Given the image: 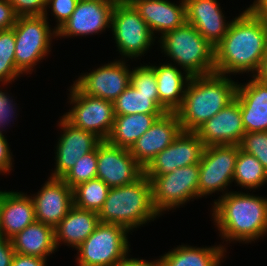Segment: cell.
I'll list each match as a JSON object with an SVG mask.
<instances>
[{"mask_svg": "<svg viewBox=\"0 0 267 266\" xmlns=\"http://www.w3.org/2000/svg\"><path fill=\"white\" fill-rule=\"evenodd\" d=\"M255 77L259 80L265 81L267 83V48L263 55L261 66L258 72L255 74Z\"/></svg>", "mask_w": 267, "mask_h": 266, "instance_id": "bcb514c9", "label": "cell"}, {"mask_svg": "<svg viewBox=\"0 0 267 266\" xmlns=\"http://www.w3.org/2000/svg\"><path fill=\"white\" fill-rule=\"evenodd\" d=\"M185 4L186 22L216 47L223 40L231 23V20H226L218 0H185Z\"/></svg>", "mask_w": 267, "mask_h": 266, "instance_id": "d6986e66", "label": "cell"}, {"mask_svg": "<svg viewBox=\"0 0 267 266\" xmlns=\"http://www.w3.org/2000/svg\"><path fill=\"white\" fill-rule=\"evenodd\" d=\"M16 15L42 16L46 11L47 0H9Z\"/></svg>", "mask_w": 267, "mask_h": 266, "instance_id": "74e56055", "label": "cell"}, {"mask_svg": "<svg viewBox=\"0 0 267 266\" xmlns=\"http://www.w3.org/2000/svg\"><path fill=\"white\" fill-rule=\"evenodd\" d=\"M129 230L119 224L100 222L75 250L78 266H115L131 249Z\"/></svg>", "mask_w": 267, "mask_h": 266, "instance_id": "ba28073f", "label": "cell"}, {"mask_svg": "<svg viewBox=\"0 0 267 266\" xmlns=\"http://www.w3.org/2000/svg\"><path fill=\"white\" fill-rule=\"evenodd\" d=\"M176 139L163 151L159 152L144 169L145 176H161L177 168Z\"/></svg>", "mask_w": 267, "mask_h": 266, "instance_id": "836d02e7", "label": "cell"}, {"mask_svg": "<svg viewBox=\"0 0 267 266\" xmlns=\"http://www.w3.org/2000/svg\"><path fill=\"white\" fill-rule=\"evenodd\" d=\"M98 216L100 222L119 224L130 232L159 218L152 203L150 180L143 175L132 184L110 188Z\"/></svg>", "mask_w": 267, "mask_h": 266, "instance_id": "277c9868", "label": "cell"}, {"mask_svg": "<svg viewBox=\"0 0 267 266\" xmlns=\"http://www.w3.org/2000/svg\"><path fill=\"white\" fill-rule=\"evenodd\" d=\"M118 0H79L71 17L57 30V37L101 34L111 28V16Z\"/></svg>", "mask_w": 267, "mask_h": 266, "instance_id": "5bb4252c", "label": "cell"}, {"mask_svg": "<svg viewBox=\"0 0 267 266\" xmlns=\"http://www.w3.org/2000/svg\"><path fill=\"white\" fill-rule=\"evenodd\" d=\"M126 60L115 61L99 66L89 73L80 75L73 83L83 94L114 102L130 85L131 68Z\"/></svg>", "mask_w": 267, "mask_h": 266, "instance_id": "4fadbf2b", "label": "cell"}, {"mask_svg": "<svg viewBox=\"0 0 267 266\" xmlns=\"http://www.w3.org/2000/svg\"><path fill=\"white\" fill-rule=\"evenodd\" d=\"M17 17L9 0H0V30L12 28Z\"/></svg>", "mask_w": 267, "mask_h": 266, "instance_id": "60d3db41", "label": "cell"}, {"mask_svg": "<svg viewBox=\"0 0 267 266\" xmlns=\"http://www.w3.org/2000/svg\"><path fill=\"white\" fill-rule=\"evenodd\" d=\"M195 132L205 146L239 145L245 133L239 101L235 98Z\"/></svg>", "mask_w": 267, "mask_h": 266, "instance_id": "ac0fdd59", "label": "cell"}, {"mask_svg": "<svg viewBox=\"0 0 267 266\" xmlns=\"http://www.w3.org/2000/svg\"><path fill=\"white\" fill-rule=\"evenodd\" d=\"M70 87L68 102L72 107L63 117L74 127L107 140L115 120L113 102L83 94L74 84Z\"/></svg>", "mask_w": 267, "mask_h": 266, "instance_id": "30bf717a", "label": "cell"}, {"mask_svg": "<svg viewBox=\"0 0 267 266\" xmlns=\"http://www.w3.org/2000/svg\"><path fill=\"white\" fill-rule=\"evenodd\" d=\"M115 115L137 113L165 114L159 107L158 94H145L129 85L113 102Z\"/></svg>", "mask_w": 267, "mask_h": 266, "instance_id": "83f0119b", "label": "cell"}, {"mask_svg": "<svg viewBox=\"0 0 267 266\" xmlns=\"http://www.w3.org/2000/svg\"><path fill=\"white\" fill-rule=\"evenodd\" d=\"M6 90L0 89V133L4 134L3 131L9 123L15 119V114L17 111V103H14L11 99L9 93L5 92ZM16 109V110H15ZM14 118L12 119V117Z\"/></svg>", "mask_w": 267, "mask_h": 266, "instance_id": "f35d334b", "label": "cell"}, {"mask_svg": "<svg viewBox=\"0 0 267 266\" xmlns=\"http://www.w3.org/2000/svg\"><path fill=\"white\" fill-rule=\"evenodd\" d=\"M129 253L122 258L115 266H163L161 257L159 259H153V261H147L146 259L129 258Z\"/></svg>", "mask_w": 267, "mask_h": 266, "instance_id": "ee69618b", "label": "cell"}, {"mask_svg": "<svg viewBox=\"0 0 267 266\" xmlns=\"http://www.w3.org/2000/svg\"><path fill=\"white\" fill-rule=\"evenodd\" d=\"M248 81L237 85L235 96L240 104L244 130L267 131V83L255 76Z\"/></svg>", "mask_w": 267, "mask_h": 266, "instance_id": "44dd1931", "label": "cell"}, {"mask_svg": "<svg viewBox=\"0 0 267 266\" xmlns=\"http://www.w3.org/2000/svg\"><path fill=\"white\" fill-rule=\"evenodd\" d=\"M230 76H192L181 106L175 111L183 131L195 132L235 99L237 85Z\"/></svg>", "mask_w": 267, "mask_h": 266, "instance_id": "3957f363", "label": "cell"}, {"mask_svg": "<svg viewBox=\"0 0 267 266\" xmlns=\"http://www.w3.org/2000/svg\"><path fill=\"white\" fill-rule=\"evenodd\" d=\"M36 221L55 228L74 206L73 189L61 178L49 177L40 191L31 194Z\"/></svg>", "mask_w": 267, "mask_h": 266, "instance_id": "2e32d148", "label": "cell"}, {"mask_svg": "<svg viewBox=\"0 0 267 266\" xmlns=\"http://www.w3.org/2000/svg\"><path fill=\"white\" fill-rule=\"evenodd\" d=\"M239 148L256 157L267 171V131L245 132L239 143Z\"/></svg>", "mask_w": 267, "mask_h": 266, "instance_id": "e575fe53", "label": "cell"}, {"mask_svg": "<svg viewBox=\"0 0 267 266\" xmlns=\"http://www.w3.org/2000/svg\"><path fill=\"white\" fill-rule=\"evenodd\" d=\"M61 134L55 147V169L50 177L62 178L76 163L77 159L95 150L102 141L95 134L74 127L63 116L58 121Z\"/></svg>", "mask_w": 267, "mask_h": 266, "instance_id": "9a60e30c", "label": "cell"}, {"mask_svg": "<svg viewBox=\"0 0 267 266\" xmlns=\"http://www.w3.org/2000/svg\"><path fill=\"white\" fill-rule=\"evenodd\" d=\"M3 236L2 235V228H1V219H0V237Z\"/></svg>", "mask_w": 267, "mask_h": 266, "instance_id": "7dc6e473", "label": "cell"}, {"mask_svg": "<svg viewBox=\"0 0 267 266\" xmlns=\"http://www.w3.org/2000/svg\"><path fill=\"white\" fill-rule=\"evenodd\" d=\"M226 247L222 244L210 247L177 245L161 255V261L163 266H220L226 258Z\"/></svg>", "mask_w": 267, "mask_h": 266, "instance_id": "484cf974", "label": "cell"}, {"mask_svg": "<svg viewBox=\"0 0 267 266\" xmlns=\"http://www.w3.org/2000/svg\"><path fill=\"white\" fill-rule=\"evenodd\" d=\"M204 148L205 145L196 132L182 131L176 138L177 168L199 163Z\"/></svg>", "mask_w": 267, "mask_h": 266, "instance_id": "1f68e13d", "label": "cell"}, {"mask_svg": "<svg viewBox=\"0 0 267 266\" xmlns=\"http://www.w3.org/2000/svg\"><path fill=\"white\" fill-rule=\"evenodd\" d=\"M110 188L101 179L95 178L73 189L74 206L83 210L99 212Z\"/></svg>", "mask_w": 267, "mask_h": 266, "instance_id": "f546056e", "label": "cell"}, {"mask_svg": "<svg viewBox=\"0 0 267 266\" xmlns=\"http://www.w3.org/2000/svg\"><path fill=\"white\" fill-rule=\"evenodd\" d=\"M139 13L155 36L181 27L186 22L185 0L175 4L170 0H127ZM156 33V34H155Z\"/></svg>", "mask_w": 267, "mask_h": 266, "instance_id": "ffe728a7", "label": "cell"}, {"mask_svg": "<svg viewBox=\"0 0 267 266\" xmlns=\"http://www.w3.org/2000/svg\"><path fill=\"white\" fill-rule=\"evenodd\" d=\"M239 149V145L205 146L199 162L198 193L200 198L217 193V191L222 192L219 198L228 193V186L230 187L233 182Z\"/></svg>", "mask_w": 267, "mask_h": 266, "instance_id": "8fae6325", "label": "cell"}, {"mask_svg": "<svg viewBox=\"0 0 267 266\" xmlns=\"http://www.w3.org/2000/svg\"><path fill=\"white\" fill-rule=\"evenodd\" d=\"M21 75L15 62L14 29L0 30V84L8 85Z\"/></svg>", "mask_w": 267, "mask_h": 266, "instance_id": "4dcf8cb0", "label": "cell"}, {"mask_svg": "<svg viewBox=\"0 0 267 266\" xmlns=\"http://www.w3.org/2000/svg\"><path fill=\"white\" fill-rule=\"evenodd\" d=\"M155 69L159 107L165 112H175L182 104L191 76L172 62L152 65Z\"/></svg>", "mask_w": 267, "mask_h": 266, "instance_id": "cb8c5ba5", "label": "cell"}, {"mask_svg": "<svg viewBox=\"0 0 267 266\" xmlns=\"http://www.w3.org/2000/svg\"><path fill=\"white\" fill-rule=\"evenodd\" d=\"M162 115L164 114L115 115L114 124L107 141L130 150L136 140Z\"/></svg>", "mask_w": 267, "mask_h": 266, "instance_id": "4316f807", "label": "cell"}, {"mask_svg": "<svg viewBox=\"0 0 267 266\" xmlns=\"http://www.w3.org/2000/svg\"><path fill=\"white\" fill-rule=\"evenodd\" d=\"M151 182L152 203L155 211L163 215L185 205L192 199H199V163L176 168L161 176H146Z\"/></svg>", "mask_w": 267, "mask_h": 266, "instance_id": "9c48e42d", "label": "cell"}, {"mask_svg": "<svg viewBox=\"0 0 267 266\" xmlns=\"http://www.w3.org/2000/svg\"><path fill=\"white\" fill-rule=\"evenodd\" d=\"M110 29L121 55L120 59L128 58L127 61L145 56L157 38L127 0H118L114 5Z\"/></svg>", "mask_w": 267, "mask_h": 266, "instance_id": "52a82bcc", "label": "cell"}, {"mask_svg": "<svg viewBox=\"0 0 267 266\" xmlns=\"http://www.w3.org/2000/svg\"><path fill=\"white\" fill-rule=\"evenodd\" d=\"M244 190H256L267 183V171L260 161L239 149L233 175V182ZM245 187V188H244Z\"/></svg>", "mask_w": 267, "mask_h": 266, "instance_id": "f1b7e54d", "label": "cell"}, {"mask_svg": "<svg viewBox=\"0 0 267 266\" xmlns=\"http://www.w3.org/2000/svg\"><path fill=\"white\" fill-rule=\"evenodd\" d=\"M15 251L10 239L0 237V266H11Z\"/></svg>", "mask_w": 267, "mask_h": 266, "instance_id": "b9f144b4", "label": "cell"}, {"mask_svg": "<svg viewBox=\"0 0 267 266\" xmlns=\"http://www.w3.org/2000/svg\"><path fill=\"white\" fill-rule=\"evenodd\" d=\"M267 48V21L247 7L231 20L223 40L214 47L215 73L233 76L258 72Z\"/></svg>", "mask_w": 267, "mask_h": 266, "instance_id": "6da1fadb", "label": "cell"}, {"mask_svg": "<svg viewBox=\"0 0 267 266\" xmlns=\"http://www.w3.org/2000/svg\"><path fill=\"white\" fill-rule=\"evenodd\" d=\"M130 85L141 93L158 94L155 69L148 64L132 68Z\"/></svg>", "mask_w": 267, "mask_h": 266, "instance_id": "d590c367", "label": "cell"}, {"mask_svg": "<svg viewBox=\"0 0 267 266\" xmlns=\"http://www.w3.org/2000/svg\"><path fill=\"white\" fill-rule=\"evenodd\" d=\"M182 131L177 114L175 112L165 113L136 140L130 153L145 169L155 156L167 148Z\"/></svg>", "mask_w": 267, "mask_h": 266, "instance_id": "e0dca14e", "label": "cell"}, {"mask_svg": "<svg viewBox=\"0 0 267 266\" xmlns=\"http://www.w3.org/2000/svg\"><path fill=\"white\" fill-rule=\"evenodd\" d=\"M5 135L0 133V174H9L13 166V154Z\"/></svg>", "mask_w": 267, "mask_h": 266, "instance_id": "ab89813d", "label": "cell"}, {"mask_svg": "<svg viewBox=\"0 0 267 266\" xmlns=\"http://www.w3.org/2000/svg\"><path fill=\"white\" fill-rule=\"evenodd\" d=\"M0 219L2 235L11 239L36 221L34 203L24 192L0 190Z\"/></svg>", "mask_w": 267, "mask_h": 266, "instance_id": "7402d4cb", "label": "cell"}, {"mask_svg": "<svg viewBox=\"0 0 267 266\" xmlns=\"http://www.w3.org/2000/svg\"><path fill=\"white\" fill-rule=\"evenodd\" d=\"M213 221L226 243H252L267 234V198L229 191L214 200Z\"/></svg>", "mask_w": 267, "mask_h": 266, "instance_id": "7a4b0ae2", "label": "cell"}, {"mask_svg": "<svg viewBox=\"0 0 267 266\" xmlns=\"http://www.w3.org/2000/svg\"><path fill=\"white\" fill-rule=\"evenodd\" d=\"M158 39L164 57L171 58L191 77L215 73L214 47L191 24L185 22Z\"/></svg>", "mask_w": 267, "mask_h": 266, "instance_id": "5b68a950", "label": "cell"}, {"mask_svg": "<svg viewBox=\"0 0 267 266\" xmlns=\"http://www.w3.org/2000/svg\"><path fill=\"white\" fill-rule=\"evenodd\" d=\"M47 259L15 253L11 266H47Z\"/></svg>", "mask_w": 267, "mask_h": 266, "instance_id": "7bdbcfd3", "label": "cell"}, {"mask_svg": "<svg viewBox=\"0 0 267 266\" xmlns=\"http://www.w3.org/2000/svg\"><path fill=\"white\" fill-rule=\"evenodd\" d=\"M79 0H47L46 11L44 17L48 20V11L51 9V14L56 19V26L54 29L58 30L74 12Z\"/></svg>", "mask_w": 267, "mask_h": 266, "instance_id": "8d00e7d4", "label": "cell"}, {"mask_svg": "<svg viewBox=\"0 0 267 266\" xmlns=\"http://www.w3.org/2000/svg\"><path fill=\"white\" fill-rule=\"evenodd\" d=\"M99 223L98 212L73 206L54 228L56 248L63 243L76 249L93 233Z\"/></svg>", "mask_w": 267, "mask_h": 266, "instance_id": "603a6c76", "label": "cell"}, {"mask_svg": "<svg viewBox=\"0 0 267 266\" xmlns=\"http://www.w3.org/2000/svg\"><path fill=\"white\" fill-rule=\"evenodd\" d=\"M144 175V168L129 149L102 140L97 146V175L109 188L129 185Z\"/></svg>", "mask_w": 267, "mask_h": 266, "instance_id": "7c38bea8", "label": "cell"}, {"mask_svg": "<svg viewBox=\"0 0 267 266\" xmlns=\"http://www.w3.org/2000/svg\"><path fill=\"white\" fill-rule=\"evenodd\" d=\"M249 7L261 18L267 21V0H254Z\"/></svg>", "mask_w": 267, "mask_h": 266, "instance_id": "f6af8a7d", "label": "cell"}, {"mask_svg": "<svg viewBox=\"0 0 267 266\" xmlns=\"http://www.w3.org/2000/svg\"><path fill=\"white\" fill-rule=\"evenodd\" d=\"M97 175V148L78 158L75 165L61 178L72 189L95 179Z\"/></svg>", "mask_w": 267, "mask_h": 266, "instance_id": "d6a6232c", "label": "cell"}, {"mask_svg": "<svg viewBox=\"0 0 267 266\" xmlns=\"http://www.w3.org/2000/svg\"><path fill=\"white\" fill-rule=\"evenodd\" d=\"M42 16H19L12 27L15 34V62L21 74H31L37 63L51 52L57 30Z\"/></svg>", "mask_w": 267, "mask_h": 266, "instance_id": "8992f818", "label": "cell"}, {"mask_svg": "<svg viewBox=\"0 0 267 266\" xmlns=\"http://www.w3.org/2000/svg\"><path fill=\"white\" fill-rule=\"evenodd\" d=\"M15 253L47 259L57 251L54 228L35 221L11 239Z\"/></svg>", "mask_w": 267, "mask_h": 266, "instance_id": "d4e9b609", "label": "cell"}]
</instances>
